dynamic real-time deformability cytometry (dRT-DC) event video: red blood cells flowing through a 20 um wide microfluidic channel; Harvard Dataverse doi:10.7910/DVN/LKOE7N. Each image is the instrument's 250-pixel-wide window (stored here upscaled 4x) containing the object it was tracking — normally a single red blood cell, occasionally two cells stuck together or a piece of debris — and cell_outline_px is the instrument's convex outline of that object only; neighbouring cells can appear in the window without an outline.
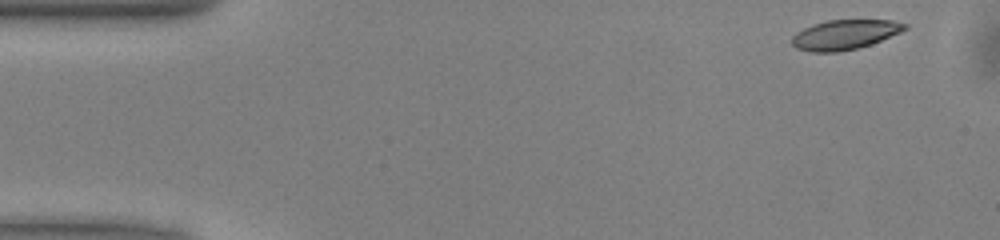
{"species": "common noctule bat (a hibernating species)", "species_latin": "Nyctalus noctula", "temperature_condition": "warm", "stored_images_in_passage": 38, "camera_frame_rate_fps": 3000, "um_per_image_px": 0.085, "animal": {"sex": "male", "body_mass_g": 13.0, "forearm_length_mm": 53.1}, "frame": {"image": 1, "passage_image": 1, "time_ms": 0.0, "image_size_px": [1000, 240], "cell_outline_px": [[908, 28], [900, 32], [872, 44], [840, 52], [812, 52], [796, 48], [792, 44], [792, 36], [796, 32], [812, 24], [828, 20], [892, 20], [908, 24]], "centroid_in_image_um": [71.8, 2.94], "position_along_channel_um": 13.2, "area_um2": 19.59}}
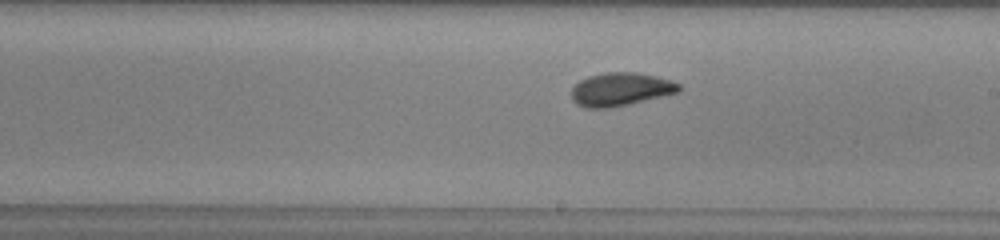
{"frame": {"image": 2, "passage_image": 26, "time_ms": 8.333, "image_size_px": [1000, 240], "cell_outline_px": [[684, 88], [680, 92], [628, 104], [608, 108], [588, 108], [576, 104], [572, 100], [572, 88], [580, 80], [588, 76], [604, 72], [640, 72], [672, 80], [680, 84]], "centroid_in_image_um": [52.79, 7.58], "position_along_channel_um": 236.2, "area_um2": 21.04}}
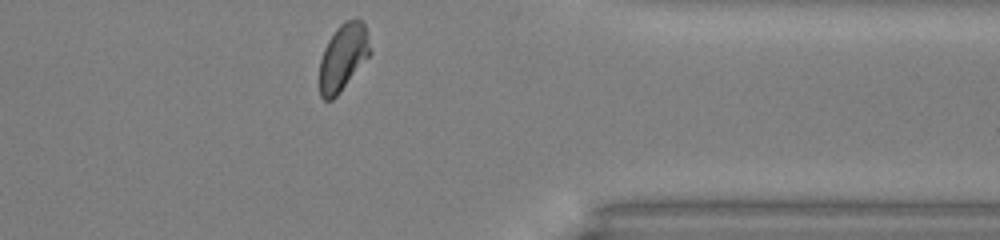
{"frame": {"image": 3, "passage_image": 38, "time_ms": 12.333, "image_size_px": [1000, 240], "cell_outline_px": [[372, 52], [340, 92], [332, 100], [324, 100], [320, 96], [320, 60], [324, 48], [328, 40], [336, 28], [344, 20], [356, 16], [364, 24], [368, 32]], "centroid_in_image_um": [29.18, 4.81], "position_along_channel_um": 382.2, "area_um2": 19.88}, "authors_computed_cell_mechanics": {"area_um2": 20.4612, "velocity_mm_per_s": 4.0211, "shape_relaxation_time_tau1_ms": 3.8107, "shape_relaxation_time_tau2_ms": 2.6142, "deformation_change_tau1": 0.1177, "deformation_change_tau2": 0.0747}}